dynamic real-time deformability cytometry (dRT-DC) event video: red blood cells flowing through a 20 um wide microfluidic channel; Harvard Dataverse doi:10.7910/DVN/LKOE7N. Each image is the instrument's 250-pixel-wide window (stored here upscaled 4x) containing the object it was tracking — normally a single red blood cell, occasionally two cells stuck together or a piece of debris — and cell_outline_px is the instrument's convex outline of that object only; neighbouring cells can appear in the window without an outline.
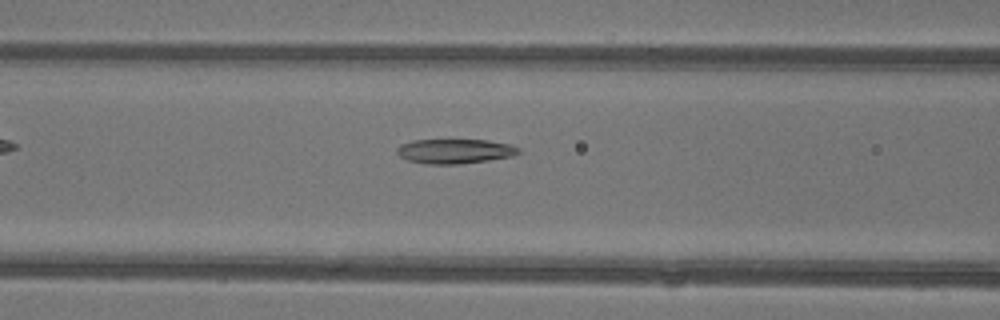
{"species": "common noctule bat (a hibernating species)", "species_latin": "Nyctalus noctula", "temperature_condition": "warm", "stored_images_in_passage": 5, "camera_frame_rate_fps": 3000, "um_per_image_px": 0.085, "animal": {"sex": "female"}, "frame": {"image": 1, "passage_image": 5, "time_ms": 1.333, "image_size_px": [1000, 320], "cell_outline_px": [[520, 152], [512, 156], [488, 160], [460, 164], [424, 164], [408, 160], [400, 156], [396, 152], [396, 148], [400, 144], [412, 140], [488, 140], [508, 144], [520, 148]], "centroid_in_image_um": [38.62, 12.85], "position_along_channel_um": 128.0, "area_um2": 17.46}}